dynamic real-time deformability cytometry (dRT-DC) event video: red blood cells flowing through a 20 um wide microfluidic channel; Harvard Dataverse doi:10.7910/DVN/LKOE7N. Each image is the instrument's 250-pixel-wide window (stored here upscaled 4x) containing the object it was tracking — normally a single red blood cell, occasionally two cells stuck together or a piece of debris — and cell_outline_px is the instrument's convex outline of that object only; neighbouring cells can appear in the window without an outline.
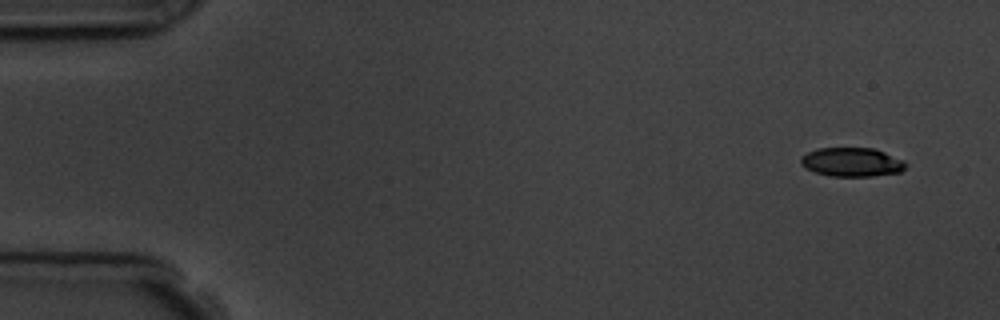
{"species": "common noctule bat (a hibernating species)", "species_latin": "Nyctalus noctula", "temperature_condition": "room temperature", "stored_images_in_passage": 5, "camera_frame_rate_fps": 3000, "um_per_image_px": 0.085, "animal": {"sex": "male", "body_mass_g": 19.5, "forearm_length_mm": 54.6}, "frame": {"image": 1, "passage_image": 1, "time_ms": 0.0, "image_size_px": [1000, 320], "cell_outline_px": [[908, 164], [900, 172], [872, 176], [832, 176], [816, 172], [804, 168], [800, 164], [800, 156], [816, 148], [872, 148], [884, 152], [904, 160]], "centroid_in_image_um": [72.38, 13.77], "position_along_channel_um": 12.6, "area_um2": 17.74}}
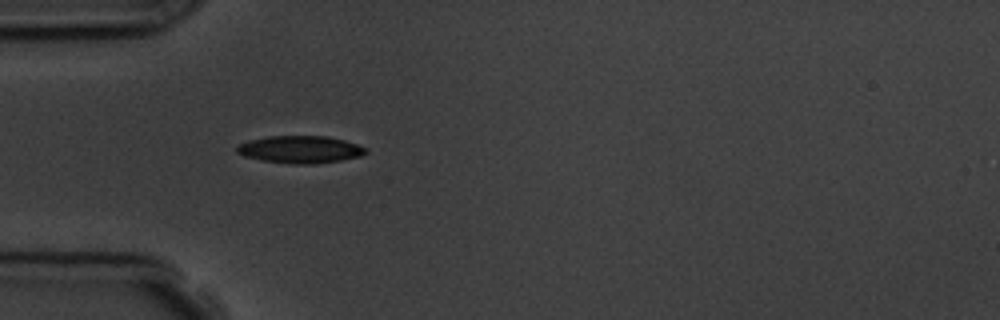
{"frame": {"image": 2, "passage_image": 4, "time_ms": 4.333, "image_size_px": [1000, 320], "cell_outline_px": [[368, 152], [360, 156], [340, 160], [312, 164], [292, 164], [260, 160], [244, 156], [236, 152], [236, 148], [240, 144], [248, 140], [268, 136], [328, 136], [344, 140], [356, 144], [364, 148]], "centroid_in_image_um": [25.48, 12.7], "position_along_channel_um": 59.5, "area_um2": 20.46}}